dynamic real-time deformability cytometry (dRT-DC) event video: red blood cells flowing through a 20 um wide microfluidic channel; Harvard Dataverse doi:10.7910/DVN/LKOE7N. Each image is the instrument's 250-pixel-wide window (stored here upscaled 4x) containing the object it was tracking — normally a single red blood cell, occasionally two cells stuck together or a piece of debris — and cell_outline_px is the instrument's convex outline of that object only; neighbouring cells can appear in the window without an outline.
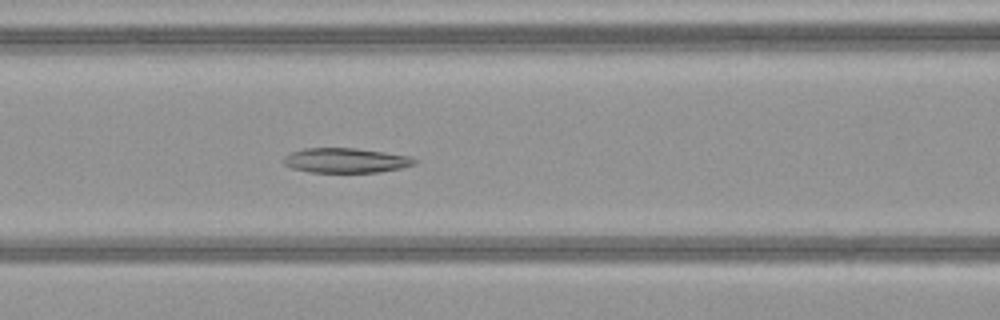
{"species": "common noctule bat (a hibernating species)", "species_latin": "Nyctalus noctula", "temperature_condition": "warm", "stored_images_in_passage": 43, "camera_frame_rate_fps": 3000, "um_per_image_px": 0.085, "animal": {"sex": "female", "body_mass_g": 21.9}, "frame": {"image": 1, "passage_image": 14, "time_ms": 4.333, "image_size_px": [1000, 320], "cell_outline_px": [[416, 164], [400, 168], [380, 172], [308, 172], [292, 168], [284, 164], [284, 156], [292, 152], [304, 148], [356, 148], [412, 156], [416, 160]], "centroid_in_image_um": [29.4, 13.63], "position_along_channel_um": 137.2, "area_um2": 18.9}}
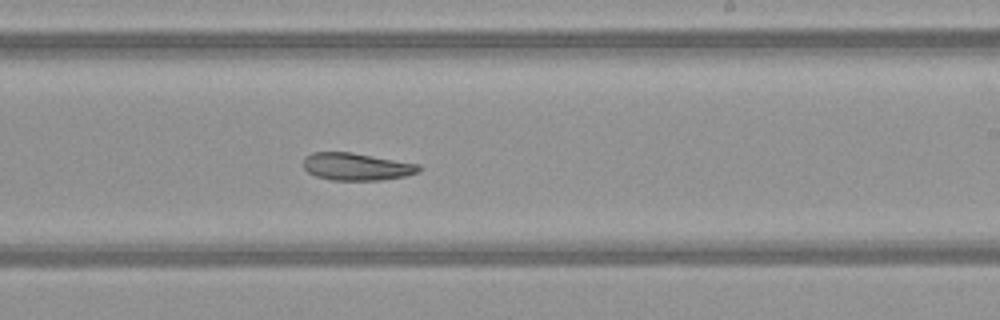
{"frame": {"image": 2, "passage_image": 23, "time_ms": 7.333, "image_size_px": [1000, 320], "cell_outline_px": [[424, 168], [420, 172], [404, 176], [380, 180], [332, 180], [316, 176], [308, 172], [304, 168], [304, 156], [312, 152], [352, 152], [420, 164]], "centroid_in_image_um": [30.34, 14.16], "position_along_channel_um": 258.7, "area_um2": 18.61}}
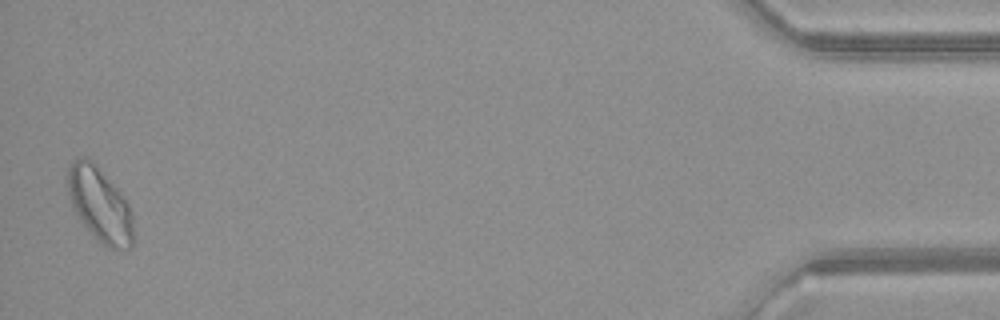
{"frame": {"image": 3, "passage_image": 42, "time_ms": 13.667, "image_size_px": [1000, 320], "cell_outline_px": [[132, 244], [128, 248], [108, 248], [88, 232], [76, 212], [68, 196], [68, 168], [80, 156], [88, 156], [96, 164], [124, 196], [132, 212]], "centroid_in_image_um": [8.48, 17.37], "position_along_channel_um": 426.7, "area_um2": 28.15}}